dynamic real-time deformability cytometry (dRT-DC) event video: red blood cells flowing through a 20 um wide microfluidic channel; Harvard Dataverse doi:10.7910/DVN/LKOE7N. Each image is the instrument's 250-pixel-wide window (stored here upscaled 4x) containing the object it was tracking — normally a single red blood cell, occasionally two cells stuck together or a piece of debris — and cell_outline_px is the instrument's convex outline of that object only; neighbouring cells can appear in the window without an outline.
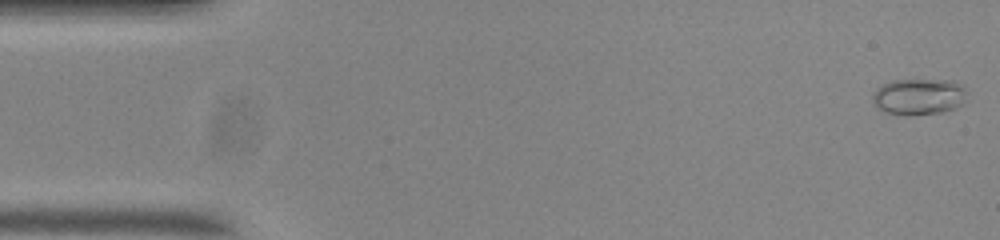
{"species": "common noctule bat (a hibernating species)", "species_latin": "Nyctalus noctula", "temperature_condition": "room temperature", "stored_images_in_passage": 54, "camera_frame_rate_fps": 3000, "um_per_image_px": 0.085, "animal": {"sex": "male", "body_mass_g": 20.0, "forearm_length_mm": 53.3}, "frame": {"image": 1, "passage_image": 1, "time_ms": 0.0, "image_size_px": [1000, 240], "cell_outline_px": [[968, 92], [964, 104], [956, 108], [944, 112], [912, 116], [908, 116], [884, 112], [872, 100], [872, 96], [876, 88], [892, 80], [952, 80], [964, 88]], "centroid_in_image_um": [78.13, 8.23], "position_along_channel_um": 6.9, "area_um2": 20.23}}
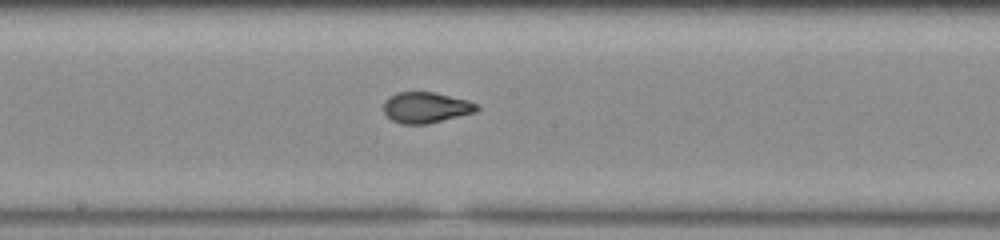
{"frame": {"image": 2, "passage_image": 28, "time_ms": 9.0, "image_size_px": [1000, 240], "cell_outline_px": [[480, 108], [476, 112], [428, 124], [400, 124], [392, 120], [384, 112], [384, 100], [388, 96], [396, 92], [436, 92], [468, 100], [476, 104]], "centroid_in_image_um": [36.2, 9.13], "position_along_channel_um": 212.0, "area_um2": 16.94}}
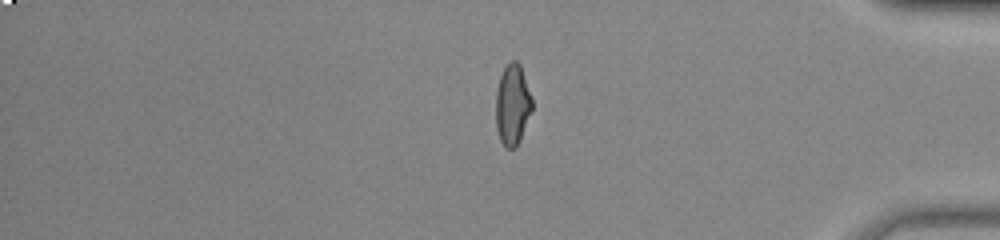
{"frame": {"image": 3, "passage_image": 45, "time_ms": 14.667, "image_size_px": [1000, 240], "cell_outline_px": [[532, 108], [520, 140], [516, 148], [508, 148], [500, 140], [496, 128], [496, 92], [500, 76], [504, 68], [512, 60], [516, 60], [520, 64], [532, 100]], "centroid_in_image_um": [43.55, 8.91], "position_along_channel_um": 391.7, "area_um2": 16.82}, "authors_computed_cell_mechanics": {"area_um2": 17.3111, "velocity_mm_per_s": 3.7191, "shape_relaxation_time_tau1_ms": null, "shape_relaxation_time_tau2_ms": 0.6936, "deformation_change_tau1": null, "deformation_change_tau2": 0.0546}}